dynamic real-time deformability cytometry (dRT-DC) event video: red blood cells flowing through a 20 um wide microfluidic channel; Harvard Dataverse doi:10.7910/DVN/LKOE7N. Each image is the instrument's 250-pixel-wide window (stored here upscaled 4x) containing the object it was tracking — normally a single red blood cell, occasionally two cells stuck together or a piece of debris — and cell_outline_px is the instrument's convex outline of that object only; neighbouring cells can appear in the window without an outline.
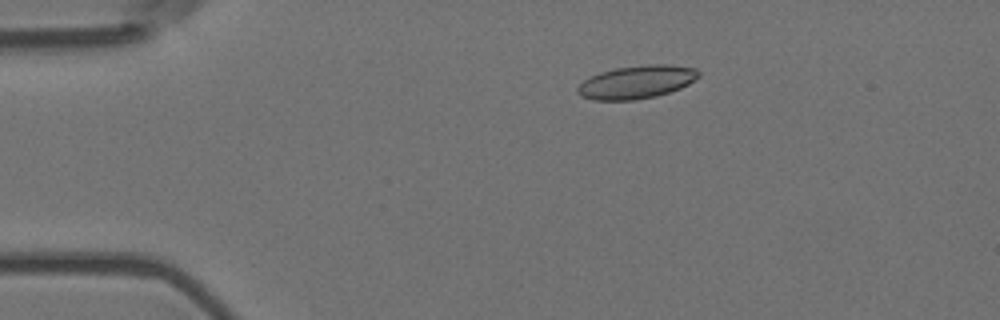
{"species": "Egyptian fruit bat (a non-hibernating species)", "species_latin": "Rousettus aegyptiacus", "temperature_condition": "room temperature", "stored_images_in_passage": 7, "camera_frame_rate_fps": 3000, "um_per_image_px": 0.085, "animal": {"sex": "female"}, "frame": {"image": 1, "passage_image": 3, "time_ms": 0.667, "image_size_px": [1000, 320], "cell_outline_px": [[700, 76], [688, 84], [680, 88], [656, 96], [632, 100], [592, 100], [580, 96], [576, 92], [576, 88], [584, 80], [600, 72], [616, 68], [648, 64], [668, 64], [696, 68], [700, 72]], "centroid_in_image_um": [54.11, 6.97], "position_along_channel_um": 30.9, "area_um2": 23.35}}